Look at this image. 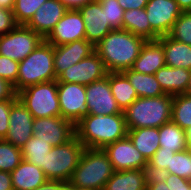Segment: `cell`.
<instances>
[{
	"mask_svg": "<svg viewBox=\"0 0 191 190\" xmlns=\"http://www.w3.org/2000/svg\"><path fill=\"white\" fill-rule=\"evenodd\" d=\"M146 190H169L162 175H149Z\"/></svg>",
	"mask_w": 191,
	"mask_h": 190,
	"instance_id": "cell-42",
	"label": "cell"
},
{
	"mask_svg": "<svg viewBox=\"0 0 191 190\" xmlns=\"http://www.w3.org/2000/svg\"><path fill=\"white\" fill-rule=\"evenodd\" d=\"M190 73L188 69L164 66L154 75L162 90L168 95L175 96L186 93Z\"/></svg>",
	"mask_w": 191,
	"mask_h": 190,
	"instance_id": "cell-22",
	"label": "cell"
},
{
	"mask_svg": "<svg viewBox=\"0 0 191 190\" xmlns=\"http://www.w3.org/2000/svg\"><path fill=\"white\" fill-rule=\"evenodd\" d=\"M52 148L53 146L48 142L33 135L20 149L24 160L38 166L44 171V159Z\"/></svg>",
	"mask_w": 191,
	"mask_h": 190,
	"instance_id": "cell-30",
	"label": "cell"
},
{
	"mask_svg": "<svg viewBox=\"0 0 191 190\" xmlns=\"http://www.w3.org/2000/svg\"><path fill=\"white\" fill-rule=\"evenodd\" d=\"M182 11H191V0H175Z\"/></svg>",
	"mask_w": 191,
	"mask_h": 190,
	"instance_id": "cell-48",
	"label": "cell"
},
{
	"mask_svg": "<svg viewBox=\"0 0 191 190\" xmlns=\"http://www.w3.org/2000/svg\"><path fill=\"white\" fill-rule=\"evenodd\" d=\"M159 145L175 153L187 149L186 133L172 120L159 127Z\"/></svg>",
	"mask_w": 191,
	"mask_h": 190,
	"instance_id": "cell-28",
	"label": "cell"
},
{
	"mask_svg": "<svg viewBox=\"0 0 191 190\" xmlns=\"http://www.w3.org/2000/svg\"><path fill=\"white\" fill-rule=\"evenodd\" d=\"M168 36L191 46V11H182Z\"/></svg>",
	"mask_w": 191,
	"mask_h": 190,
	"instance_id": "cell-34",
	"label": "cell"
},
{
	"mask_svg": "<svg viewBox=\"0 0 191 190\" xmlns=\"http://www.w3.org/2000/svg\"><path fill=\"white\" fill-rule=\"evenodd\" d=\"M68 10H78L80 7L95 0H59Z\"/></svg>",
	"mask_w": 191,
	"mask_h": 190,
	"instance_id": "cell-46",
	"label": "cell"
},
{
	"mask_svg": "<svg viewBox=\"0 0 191 190\" xmlns=\"http://www.w3.org/2000/svg\"><path fill=\"white\" fill-rule=\"evenodd\" d=\"M16 94L13 85L0 77V101L9 100Z\"/></svg>",
	"mask_w": 191,
	"mask_h": 190,
	"instance_id": "cell-43",
	"label": "cell"
},
{
	"mask_svg": "<svg viewBox=\"0 0 191 190\" xmlns=\"http://www.w3.org/2000/svg\"><path fill=\"white\" fill-rule=\"evenodd\" d=\"M172 121L183 130L191 127V95L184 93L173 96Z\"/></svg>",
	"mask_w": 191,
	"mask_h": 190,
	"instance_id": "cell-31",
	"label": "cell"
},
{
	"mask_svg": "<svg viewBox=\"0 0 191 190\" xmlns=\"http://www.w3.org/2000/svg\"><path fill=\"white\" fill-rule=\"evenodd\" d=\"M84 150L85 147L76 135L68 142L54 146L44 159L46 178L68 183L80 162Z\"/></svg>",
	"mask_w": 191,
	"mask_h": 190,
	"instance_id": "cell-6",
	"label": "cell"
},
{
	"mask_svg": "<svg viewBox=\"0 0 191 190\" xmlns=\"http://www.w3.org/2000/svg\"><path fill=\"white\" fill-rule=\"evenodd\" d=\"M109 85L114 99L122 111L138 98L135 89L122 72H109Z\"/></svg>",
	"mask_w": 191,
	"mask_h": 190,
	"instance_id": "cell-26",
	"label": "cell"
},
{
	"mask_svg": "<svg viewBox=\"0 0 191 190\" xmlns=\"http://www.w3.org/2000/svg\"><path fill=\"white\" fill-rule=\"evenodd\" d=\"M34 117L28 109L17 99L9 112V130L4 140L16 147L22 148L34 135Z\"/></svg>",
	"mask_w": 191,
	"mask_h": 190,
	"instance_id": "cell-15",
	"label": "cell"
},
{
	"mask_svg": "<svg viewBox=\"0 0 191 190\" xmlns=\"http://www.w3.org/2000/svg\"><path fill=\"white\" fill-rule=\"evenodd\" d=\"M127 136L135 148L148 161L155 152L160 148L159 145V128L144 127L139 129L128 130Z\"/></svg>",
	"mask_w": 191,
	"mask_h": 190,
	"instance_id": "cell-25",
	"label": "cell"
},
{
	"mask_svg": "<svg viewBox=\"0 0 191 190\" xmlns=\"http://www.w3.org/2000/svg\"><path fill=\"white\" fill-rule=\"evenodd\" d=\"M17 97L35 118L61 116L57 80L27 86Z\"/></svg>",
	"mask_w": 191,
	"mask_h": 190,
	"instance_id": "cell-7",
	"label": "cell"
},
{
	"mask_svg": "<svg viewBox=\"0 0 191 190\" xmlns=\"http://www.w3.org/2000/svg\"><path fill=\"white\" fill-rule=\"evenodd\" d=\"M78 11L85 23V39L94 46L114 30L106 20L105 10H102L98 0L80 7Z\"/></svg>",
	"mask_w": 191,
	"mask_h": 190,
	"instance_id": "cell-17",
	"label": "cell"
},
{
	"mask_svg": "<svg viewBox=\"0 0 191 190\" xmlns=\"http://www.w3.org/2000/svg\"><path fill=\"white\" fill-rule=\"evenodd\" d=\"M169 190H191V181L173 174H162Z\"/></svg>",
	"mask_w": 191,
	"mask_h": 190,
	"instance_id": "cell-41",
	"label": "cell"
},
{
	"mask_svg": "<svg viewBox=\"0 0 191 190\" xmlns=\"http://www.w3.org/2000/svg\"><path fill=\"white\" fill-rule=\"evenodd\" d=\"M47 0H15L13 13L18 25H26Z\"/></svg>",
	"mask_w": 191,
	"mask_h": 190,
	"instance_id": "cell-35",
	"label": "cell"
},
{
	"mask_svg": "<svg viewBox=\"0 0 191 190\" xmlns=\"http://www.w3.org/2000/svg\"><path fill=\"white\" fill-rule=\"evenodd\" d=\"M57 80L54 69V46L45 39L24 60L19 62L15 92L27 86Z\"/></svg>",
	"mask_w": 191,
	"mask_h": 190,
	"instance_id": "cell-5",
	"label": "cell"
},
{
	"mask_svg": "<svg viewBox=\"0 0 191 190\" xmlns=\"http://www.w3.org/2000/svg\"><path fill=\"white\" fill-rule=\"evenodd\" d=\"M187 149L191 150V127L185 130Z\"/></svg>",
	"mask_w": 191,
	"mask_h": 190,
	"instance_id": "cell-50",
	"label": "cell"
},
{
	"mask_svg": "<svg viewBox=\"0 0 191 190\" xmlns=\"http://www.w3.org/2000/svg\"><path fill=\"white\" fill-rule=\"evenodd\" d=\"M43 40L40 34L26 25H17L12 31L0 35V55L20 62Z\"/></svg>",
	"mask_w": 191,
	"mask_h": 190,
	"instance_id": "cell-8",
	"label": "cell"
},
{
	"mask_svg": "<svg viewBox=\"0 0 191 190\" xmlns=\"http://www.w3.org/2000/svg\"><path fill=\"white\" fill-rule=\"evenodd\" d=\"M19 62L0 55V77L11 85L17 82Z\"/></svg>",
	"mask_w": 191,
	"mask_h": 190,
	"instance_id": "cell-38",
	"label": "cell"
},
{
	"mask_svg": "<svg viewBox=\"0 0 191 190\" xmlns=\"http://www.w3.org/2000/svg\"><path fill=\"white\" fill-rule=\"evenodd\" d=\"M173 96L138 97L124 110L127 130L144 127L159 128L172 120Z\"/></svg>",
	"mask_w": 191,
	"mask_h": 190,
	"instance_id": "cell-4",
	"label": "cell"
},
{
	"mask_svg": "<svg viewBox=\"0 0 191 190\" xmlns=\"http://www.w3.org/2000/svg\"><path fill=\"white\" fill-rule=\"evenodd\" d=\"M86 104L92 115L124 114L118 106L109 85V72L101 80L86 86Z\"/></svg>",
	"mask_w": 191,
	"mask_h": 190,
	"instance_id": "cell-13",
	"label": "cell"
},
{
	"mask_svg": "<svg viewBox=\"0 0 191 190\" xmlns=\"http://www.w3.org/2000/svg\"><path fill=\"white\" fill-rule=\"evenodd\" d=\"M166 173L191 181V150L186 149L171 155L170 167Z\"/></svg>",
	"mask_w": 191,
	"mask_h": 190,
	"instance_id": "cell-33",
	"label": "cell"
},
{
	"mask_svg": "<svg viewBox=\"0 0 191 190\" xmlns=\"http://www.w3.org/2000/svg\"><path fill=\"white\" fill-rule=\"evenodd\" d=\"M114 172L103 149L85 148L68 185L81 190H103Z\"/></svg>",
	"mask_w": 191,
	"mask_h": 190,
	"instance_id": "cell-3",
	"label": "cell"
},
{
	"mask_svg": "<svg viewBox=\"0 0 191 190\" xmlns=\"http://www.w3.org/2000/svg\"><path fill=\"white\" fill-rule=\"evenodd\" d=\"M186 94L191 95V73H190V77H189V81H188V85L186 89Z\"/></svg>",
	"mask_w": 191,
	"mask_h": 190,
	"instance_id": "cell-51",
	"label": "cell"
},
{
	"mask_svg": "<svg viewBox=\"0 0 191 190\" xmlns=\"http://www.w3.org/2000/svg\"><path fill=\"white\" fill-rule=\"evenodd\" d=\"M157 41L163 46L166 66L184 68L191 71V46L170 38L159 37Z\"/></svg>",
	"mask_w": 191,
	"mask_h": 190,
	"instance_id": "cell-24",
	"label": "cell"
},
{
	"mask_svg": "<svg viewBox=\"0 0 191 190\" xmlns=\"http://www.w3.org/2000/svg\"><path fill=\"white\" fill-rule=\"evenodd\" d=\"M148 177L147 170L142 169L115 171L103 190H146Z\"/></svg>",
	"mask_w": 191,
	"mask_h": 190,
	"instance_id": "cell-23",
	"label": "cell"
},
{
	"mask_svg": "<svg viewBox=\"0 0 191 190\" xmlns=\"http://www.w3.org/2000/svg\"><path fill=\"white\" fill-rule=\"evenodd\" d=\"M15 0H0V7L13 10Z\"/></svg>",
	"mask_w": 191,
	"mask_h": 190,
	"instance_id": "cell-49",
	"label": "cell"
},
{
	"mask_svg": "<svg viewBox=\"0 0 191 190\" xmlns=\"http://www.w3.org/2000/svg\"><path fill=\"white\" fill-rule=\"evenodd\" d=\"M122 73L128 78L138 97H158L166 94L154 74H142L131 69Z\"/></svg>",
	"mask_w": 191,
	"mask_h": 190,
	"instance_id": "cell-27",
	"label": "cell"
},
{
	"mask_svg": "<svg viewBox=\"0 0 191 190\" xmlns=\"http://www.w3.org/2000/svg\"><path fill=\"white\" fill-rule=\"evenodd\" d=\"M61 117L77 124L89 111L86 104V86L79 83L57 82Z\"/></svg>",
	"mask_w": 191,
	"mask_h": 190,
	"instance_id": "cell-9",
	"label": "cell"
},
{
	"mask_svg": "<svg viewBox=\"0 0 191 190\" xmlns=\"http://www.w3.org/2000/svg\"><path fill=\"white\" fill-rule=\"evenodd\" d=\"M95 52V46L86 39L54 46V69L56 77L64 70Z\"/></svg>",
	"mask_w": 191,
	"mask_h": 190,
	"instance_id": "cell-18",
	"label": "cell"
},
{
	"mask_svg": "<svg viewBox=\"0 0 191 190\" xmlns=\"http://www.w3.org/2000/svg\"><path fill=\"white\" fill-rule=\"evenodd\" d=\"M76 137L85 148L104 149L127 136L124 114H88L75 124Z\"/></svg>",
	"mask_w": 191,
	"mask_h": 190,
	"instance_id": "cell-2",
	"label": "cell"
},
{
	"mask_svg": "<svg viewBox=\"0 0 191 190\" xmlns=\"http://www.w3.org/2000/svg\"><path fill=\"white\" fill-rule=\"evenodd\" d=\"M166 66L163 46L157 41H146L131 70L142 74H155L159 68Z\"/></svg>",
	"mask_w": 191,
	"mask_h": 190,
	"instance_id": "cell-20",
	"label": "cell"
},
{
	"mask_svg": "<svg viewBox=\"0 0 191 190\" xmlns=\"http://www.w3.org/2000/svg\"><path fill=\"white\" fill-rule=\"evenodd\" d=\"M105 10L106 20L113 29H123L124 9L117 0H98Z\"/></svg>",
	"mask_w": 191,
	"mask_h": 190,
	"instance_id": "cell-37",
	"label": "cell"
},
{
	"mask_svg": "<svg viewBox=\"0 0 191 190\" xmlns=\"http://www.w3.org/2000/svg\"><path fill=\"white\" fill-rule=\"evenodd\" d=\"M124 10L145 8L149 0H117Z\"/></svg>",
	"mask_w": 191,
	"mask_h": 190,
	"instance_id": "cell-44",
	"label": "cell"
},
{
	"mask_svg": "<svg viewBox=\"0 0 191 190\" xmlns=\"http://www.w3.org/2000/svg\"><path fill=\"white\" fill-rule=\"evenodd\" d=\"M145 42L129 31L114 29L95 45V52L108 72H123L131 69Z\"/></svg>",
	"mask_w": 191,
	"mask_h": 190,
	"instance_id": "cell-1",
	"label": "cell"
},
{
	"mask_svg": "<svg viewBox=\"0 0 191 190\" xmlns=\"http://www.w3.org/2000/svg\"><path fill=\"white\" fill-rule=\"evenodd\" d=\"M17 25L13 10L0 7V35L12 31Z\"/></svg>",
	"mask_w": 191,
	"mask_h": 190,
	"instance_id": "cell-40",
	"label": "cell"
},
{
	"mask_svg": "<svg viewBox=\"0 0 191 190\" xmlns=\"http://www.w3.org/2000/svg\"><path fill=\"white\" fill-rule=\"evenodd\" d=\"M10 174L13 190H35L48 181L41 168L24 159Z\"/></svg>",
	"mask_w": 191,
	"mask_h": 190,
	"instance_id": "cell-21",
	"label": "cell"
},
{
	"mask_svg": "<svg viewBox=\"0 0 191 190\" xmlns=\"http://www.w3.org/2000/svg\"><path fill=\"white\" fill-rule=\"evenodd\" d=\"M175 152L159 148L148 160L147 172L149 175H162L170 167L171 155Z\"/></svg>",
	"mask_w": 191,
	"mask_h": 190,
	"instance_id": "cell-36",
	"label": "cell"
},
{
	"mask_svg": "<svg viewBox=\"0 0 191 190\" xmlns=\"http://www.w3.org/2000/svg\"><path fill=\"white\" fill-rule=\"evenodd\" d=\"M32 128L34 136L53 147L68 142L76 135L75 124L61 116L35 118Z\"/></svg>",
	"mask_w": 191,
	"mask_h": 190,
	"instance_id": "cell-12",
	"label": "cell"
},
{
	"mask_svg": "<svg viewBox=\"0 0 191 190\" xmlns=\"http://www.w3.org/2000/svg\"><path fill=\"white\" fill-rule=\"evenodd\" d=\"M108 74L104 62L94 52L89 57L82 59L76 64L68 67L58 77L57 82L79 83L87 86L92 82L105 78Z\"/></svg>",
	"mask_w": 191,
	"mask_h": 190,
	"instance_id": "cell-11",
	"label": "cell"
},
{
	"mask_svg": "<svg viewBox=\"0 0 191 190\" xmlns=\"http://www.w3.org/2000/svg\"><path fill=\"white\" fill-rule=\"evenodd\" d=\"M65 190H81V189H75V188H73V187H71V186H69V185L67 184Z\"/></svg>",
	"mask_w": 191,
	"mask_h": 190,
	"instance_id": "cell-52",
	"label": "cell"
},
{
	"mask_svg": "<svg viewBox=\"0 0 191 190\" xmlns=\"http://www.w3.org/2000/svg\"><path fill=\"white\" fill-rule=\"evenodd\" d=\"M85 39V23L78 10H68L45 38L53 46Z\"/></svg>",
	"mask_w": 191,
	"mask_h": 190,
	"instance_id": "cell-16",
	"label": "cell"
},
{
	"mask_svg": "<svg viewBox=\"0 0 191 190\" xmlns=\"http://www.w3.org/2000/svg\"><path fill=\"white\" fill-rule=\"evenodd\" d=\"M0 190H13L9 172L0 171Z\"/></svg>",
	"mask_w": 191,
	"mask_h": 190,
	"instance_id": "cell-47",
	"label": "cell"
},
{
	"mask_svg": "<svg viewBox=\"0 0 191 190\" xmlns=\"http://www.w3.org/2000/svg\"><path fill=\"white\" fill-rule=\"evenodd\" d=\"M103 150L108 155L115 171L147 169L148 161L135 148L128 136L107 145Z\"/></svg>",
	"mask_w": 191,
	"mask_h": 190,
	"instance_id": "cell-14",
	"label": "cell"
},
{
	"mask_svg": "<svg viewBox=\"0 0 191 190\" xmlns=\"http://www.w3.org/2000/svg\"><path fill=\"white\" fill-rule=\"evenodd\" d=\"M23 160L21 149L0 139V171L11 173Z\"/></svg>",
	"mask_w": 191,
	"mask_h": 190,
	"instance_id": "cell-32",
	"label": "cell"
},
{
	"mask_svg": "<svg viewBox=\"0 0 191 190\" xmlns=\"http://www.w3.org/2000/svg\"><path fill=\"white\" fill-rule=\"evenodd\" d=\"M145 10L152 28V41L168 35L182 13L175 0H149Z\"/></svg>",
	"mask_w": 191,
	"mask_h": 190,
	"instance_id": "cell-10",
	"label": "cell"
},
{
	"mask_svg": "<svg viewBox=\"0 0 191 190\" xmlns=\"http://www.w3.org/2000/svg\"><path fill=\"white\" fill-rule=\"evenodd\" d=\"M67 11L66 6L59 0H47L37 9L26 26L45 39Z\"/></svg>",
	"mask_w": 191,
	"mask_h": 190,
	"instance_id": "cell-19",
	"label": "cell"
},
{
	"mask_svg": "<svg viewBox=\"0 0 191 190\" xmlns=\"http://www.w3.org/2000/svg\"><path fill=\"white\" fill-rule=\"evenodd\" d=\"M123 30L129 31L146 41H152V28L145 8L125 10L123 15Z\"/></svg>",
	"mask_w": 191,
	"mask_h": 190,
	"instance_id": "cell-29",
	"label": "cell"
},
{
	"mask_svg": "<svg viewBox=\"0 0 191 190\" xmlns=\"http://www.w3.org/2000/svg\"><path fill=\"white\" fill-rule=\"evenodd\" d=\"M18 99L17 93L9 100L0 101V139H4L9 130V112Z\"/></svg>",
	"mask_w": 191,
	"mask_h": 190,
	"instance_id": "cell-39",
	"label": "cell"
},
{
	"mask_svg": "<svg viewBox=\"0 0 191 190\" xmlns=\"http://www.w3.org/2000/svg\"><path fill=\"white\" fill-rule=\"evenodd\" d=\"M68 183L63 181L48 180L45 184L37 187L35 190H65Z\"/></svg>",
	"mask_w": 191,
	"mask_h": 190,
	"instance_id": "cell-45",
	"label": "cell"
}]
</instances>
